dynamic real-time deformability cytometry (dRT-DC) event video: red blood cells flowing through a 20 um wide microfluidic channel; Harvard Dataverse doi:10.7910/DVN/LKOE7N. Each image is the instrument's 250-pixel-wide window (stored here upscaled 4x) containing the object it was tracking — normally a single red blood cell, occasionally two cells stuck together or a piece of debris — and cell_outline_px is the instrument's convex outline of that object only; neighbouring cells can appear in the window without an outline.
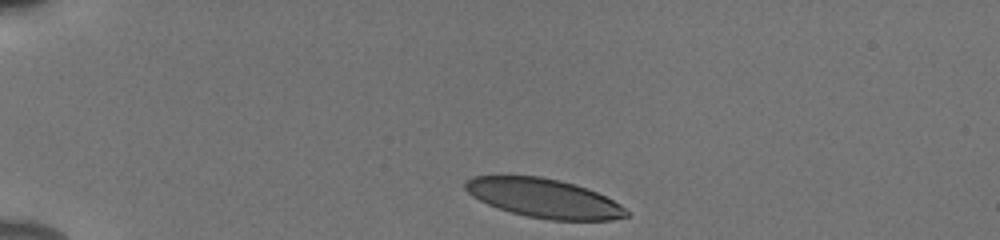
{"species": "human", "species_latin": "Homo sapiens", "temperature_condition": "cold", "stored_images_in_passage": 37, "camera_frame_rate_fps": 3000, "um_per_image_px": 0.085, "donor": {"sex": "male"}, "frame": {"image": 1, "passage_image": 1, "time_ms": 0.0, "image_size_px": [1000, 240], "cell_outline_px": [[628, 216], [612, 220], [548, 220], [528, 216], [512, 212], [488, 204], [472, 196], [464, 188], [464, 180], [472, 176], [540, 176], [560, 180], [596, 192], [620, 204], [628, 212]], "centroid_in_image_um": [46.2, 16.84], "position_along_channel_um": 38.8, "area_um2": 36.24}}
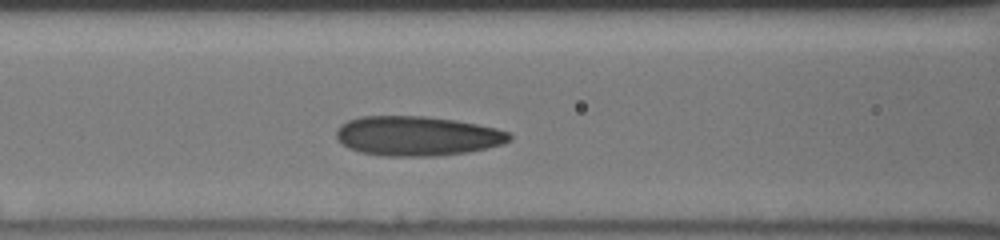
{"frame": {"image": 2, "passage_image": 13, "time_ms": 4.0, "image_size_px": [1000, 240], "cell_outline_px": [[512, 140], [504, 144], [468, 152], [436, 156], [384, 156], [360, 152], [348, 148], [336, 136], [336, 132], [340, 124], [348, 120], [360, 116], [424, 116], [456, 120], [496, 128], [508, 132], [512, 136]], "centroid_in_image_um": [35.47, 11.56], "position_along_channel_um": 131.1, "area_um2": 40.06}}
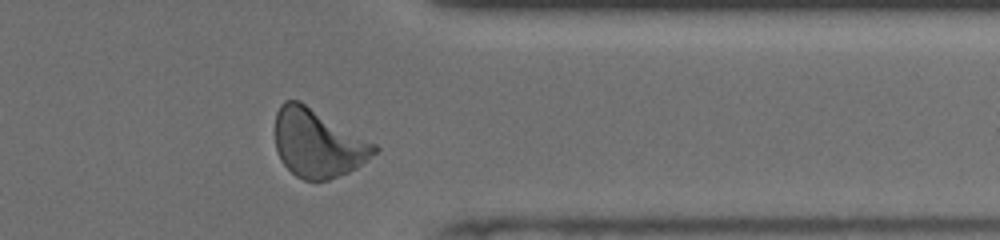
{"frame": {"image": 3, "passage_image": 33, "time_ms": 10.667, "image_size_px": [1000, 240], "cell_outline_px": [[380, 148], [376, 152], [356, 168], [348, 172], [328, 180], [304, 180], [296, 176], [280, 160], [276, 148], [276, 112], [280, 104], [284, 100], [300, 100], [376, 144]], "centroid_in_image_um": [27.0, 12.16], "position_along_channel_um": 384.4, "area_um2": 39.25}, "authors_computed_cell_mechanics": {"area_um2": 38.437, "velocity_mm_per_s": 3.8564, "shape_relaxation_time_tau1_ms": 3.6725, "shape_relaxation_time_tau2_ms": 1.3002, "deformation_change_tau1": 0.1379, "deformation_change_tau2": 0.0685}}